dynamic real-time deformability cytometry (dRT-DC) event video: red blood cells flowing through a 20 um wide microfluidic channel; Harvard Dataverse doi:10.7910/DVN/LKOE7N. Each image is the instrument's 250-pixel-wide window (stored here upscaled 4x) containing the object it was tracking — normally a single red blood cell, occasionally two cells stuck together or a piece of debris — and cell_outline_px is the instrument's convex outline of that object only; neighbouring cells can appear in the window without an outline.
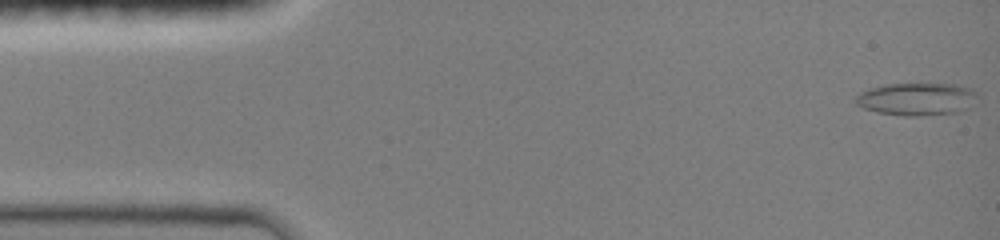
{"species": "common noctule bat (a hibernating species)", "species_latin": "Nyctalus noctula", "temperature_condition": "room temperature", "stored_images_in_passage": 47, "camera_frame_rate_fps": 3000, "um_per_image_px": 0.085, "animal": {"sex": "female", "body_mass_g": 19.0, "forearm_length_mm": 51.5}, "frame": {"image": 1, "passage_image": 1, "time_ms": 0.0, "image_size_px": [1000, 240], "cell_outline_px": [[976, 96], [968, 108], [960, 112], [916, 116], [904, 116], [876, 112], [864, 108], [856, 104], [852, 100], [860, 92], [868, 88], [884, 84], [956, 84], [972, 88], [976, 92]], "centroid_in_image_um": [77.87, 8.42], "position_along_channel_um": 7.1, "area_um2": 23.29}}
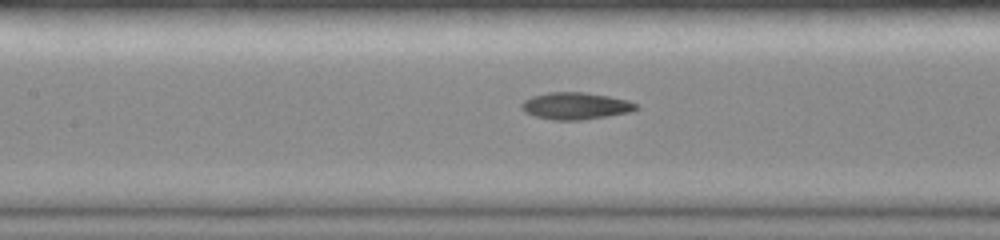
{"frame": {"image": 2, "passage_image": 21, "time_ms": 6.667, "image_size_px": [1000, 240], "cell_outline_px": [[640, 108], [628, 112], [608, 116], [584, 120], [552, 120], [536, 116], [524, 112], [520, 108], [520, 104], [524, 100], [532, 96], [548, 92], [584, 92], [608, 96], [628, 100], [636, 104]], "centroid_in_image_um": [48.9, 9.0], "position_along_channel_um": 158.5, "area_um2": 18.09}}
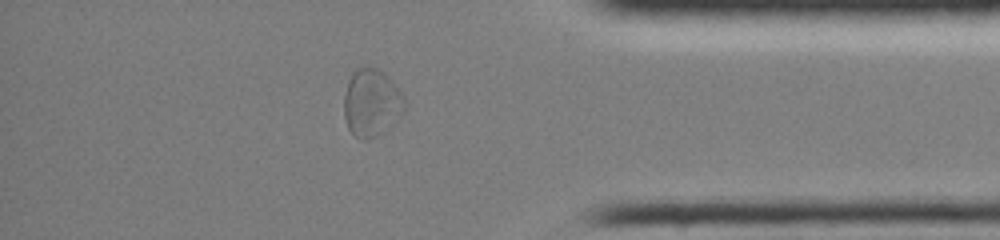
{"frame": {"image": 3, "passage_image": 40, "time_ms": 13.0, "image_size_px": [1000, 240], "cell_outline_px": [[404, 108], [400, 116], [392, 124], [372, 136], [364, 140], [356, 136], [348, 128], [344, 116], [344, 96], [348, 80], [352, 72], [356, 68], [364, 64], [376, 68], [384, 72], [392, 80], [404, 96]], "centroid_in_image_um": [31.56, 8.65], "position_along_channel_um": 403.6, "area_um2": 23.7}, "authors_computed_cell_mechanics": {"area_um2": 19.0162, "velocity_mm_per_s": 4.0548, "shape_relaxation_time_tau1_ms": null, "shape_relaxation_time_tau2_ms": 3.0143, "deformation_change_tau1": null, "deformation_change_tau2": 0.0673}}